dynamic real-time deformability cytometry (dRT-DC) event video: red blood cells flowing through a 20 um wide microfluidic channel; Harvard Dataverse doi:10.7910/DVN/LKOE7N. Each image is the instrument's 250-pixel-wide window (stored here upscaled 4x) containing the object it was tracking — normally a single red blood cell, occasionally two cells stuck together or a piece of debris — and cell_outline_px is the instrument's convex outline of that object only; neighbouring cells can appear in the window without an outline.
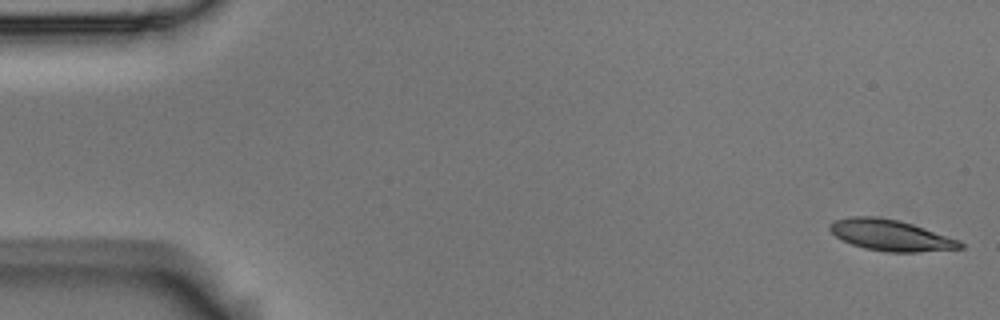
{"species": "Egyptian fruit bat (a non-hibernating species)", "species_latin": "Rousettus aegyptiacus", "temperature_condition": "room temperature", "stored_images_in_passage": 4, "camera_frame_rate_fps": 3000, "um_per_image_px": 0.085, "animal": {"sex": "male"}, "frame": {"image": 1, "passage_image": 1, "time_ms": 0.0, "image_size_px": [1000, 320], "cell_outline_px": [[964, 248], [920, 252], [888, 252], [864, 248], [852, 244], [836, 236], [828, 228], [836, 220], [852, 216], [876, 216], [900, 220], [960, 240], [964, 244]], "centroid_in_image_um": [75.75, 20.0], "position_along_channel_um": 9.3, "area_um2": 23.47}}
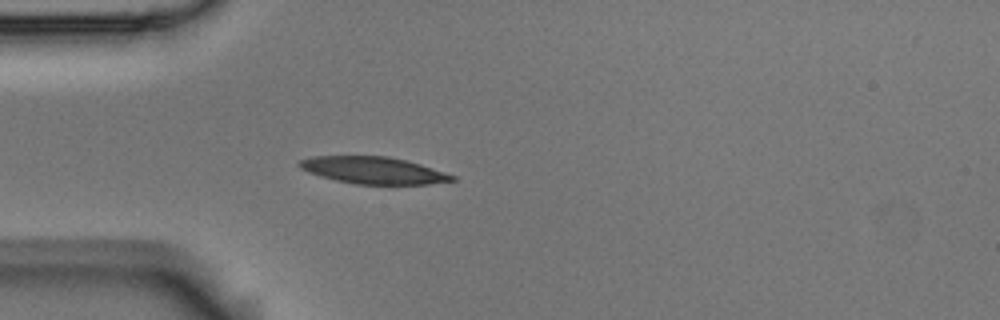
{"frame": {"image": 2, "passage_image": 4, "time_ms": 1.0, "image_size_px": [1000, 320], "cell_outline_px": [[456, 180], [428, 184], [356, 184], [336, 180], [320, 176], [308, 172], [300, 168], [296, 164], [300, 160], [312, 156], [388, 156], [420, 164], [456, 176]], "centroid_in_image_um": [31.7, 14.47], "position_along_channel_um": 53.3, "area_um2": 23.87}}